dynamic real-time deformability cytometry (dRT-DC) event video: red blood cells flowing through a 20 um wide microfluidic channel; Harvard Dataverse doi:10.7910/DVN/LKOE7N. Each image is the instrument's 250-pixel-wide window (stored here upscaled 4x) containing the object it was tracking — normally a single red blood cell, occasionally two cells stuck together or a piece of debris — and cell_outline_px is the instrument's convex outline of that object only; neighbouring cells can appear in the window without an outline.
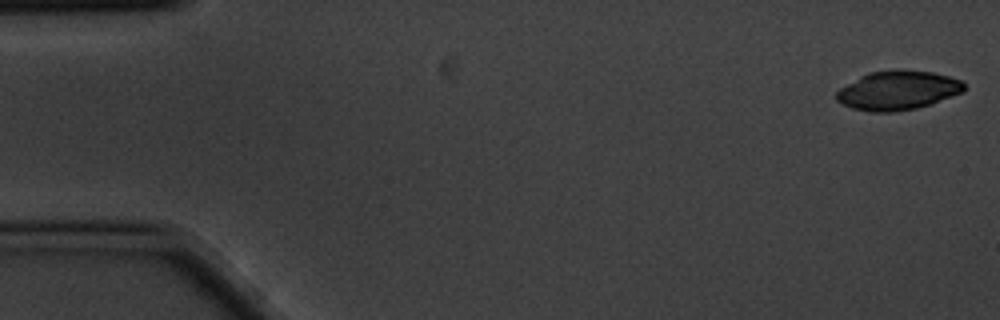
{"species": "common noctule bat (a hibernating species)", "species_latin": "Nyctalus noctula", "temperature_condition": "cold", "stored_images_in_passage": 4, "camera_frame_rate_fps": 3000, "um_per_image_px": 0.085, "animal": {"sex": "male", "body_mass_g": 20.1, "forearm_length_mm": 53.5}, "frame": {"image": 1, "passage_image": 1, "time_ms": 0.0, "image_size_px": [1000, 320], "cell_outline_px": [[964, 92], [916, 108], [892, 112], [868, 112], [852, 108], [836, 100], [836, 92], [840, 88], [860, 76], [868, 72], [896, 68], [900, 68], [932, 72], [948, 76], [960, 80], [964, 84]], "centroid_in_image_um": [76.29, 7.66], "position_along_channel_um": 8.7, "area_um2": 29.19}}